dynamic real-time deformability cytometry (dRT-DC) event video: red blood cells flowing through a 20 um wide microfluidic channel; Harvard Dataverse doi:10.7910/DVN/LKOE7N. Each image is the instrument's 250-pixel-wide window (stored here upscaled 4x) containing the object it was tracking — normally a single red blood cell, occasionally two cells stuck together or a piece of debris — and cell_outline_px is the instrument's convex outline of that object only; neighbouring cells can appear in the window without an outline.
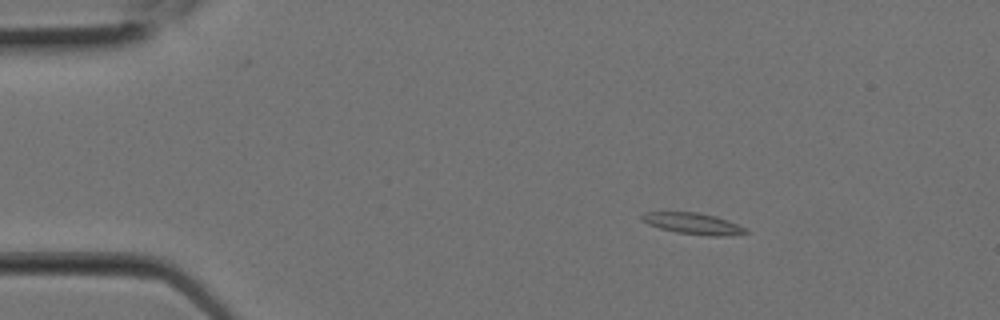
{"species": "Egyptian fruit bat (a non-hibernating species)", "species_latin": "Rousettus aegyptiacus", "temperature_condition": "room temperature", "stored_images_in_passage": 6, "camera_frame_rate_fps": 3000, "um_per_image_px": 0.085, "animal": {"sex": "female"}, "frame": {"image": 1, "passage_image": 3, "time_ms": 0.667, "image_size_px": [1000, 320], "cell_outline_px": [[748, 232], [728, 236], [708, 236], [676, 232], [660, 228], [648, 224], [640, 216], [644, 212], [700, 212], [716, 216], [728, 220], [748, 228]], "centroid_in_image_um": [58.96, 19.0], "position_along_channel_um": 26.0, "area_um2": 12.95}}
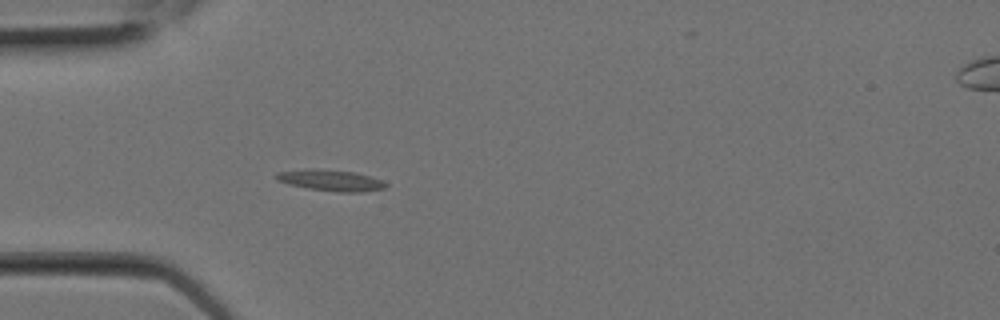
{"frame": {"image": 2, "passage_image": 6, "time_ms": 1.667, "image_size_px": [1000, 320], "cell_outline_px": [[388, 184], [384, 188], [360, 192], [336, 192], [288, 184], [276, 180], [276, 172], [312, 168], [352, 172], [368, 176], [380, 180]], "centroid_in_image_um": [28.08, 15.32], "position_along_channel_um": 56.9, "area_um2": 13.18}}